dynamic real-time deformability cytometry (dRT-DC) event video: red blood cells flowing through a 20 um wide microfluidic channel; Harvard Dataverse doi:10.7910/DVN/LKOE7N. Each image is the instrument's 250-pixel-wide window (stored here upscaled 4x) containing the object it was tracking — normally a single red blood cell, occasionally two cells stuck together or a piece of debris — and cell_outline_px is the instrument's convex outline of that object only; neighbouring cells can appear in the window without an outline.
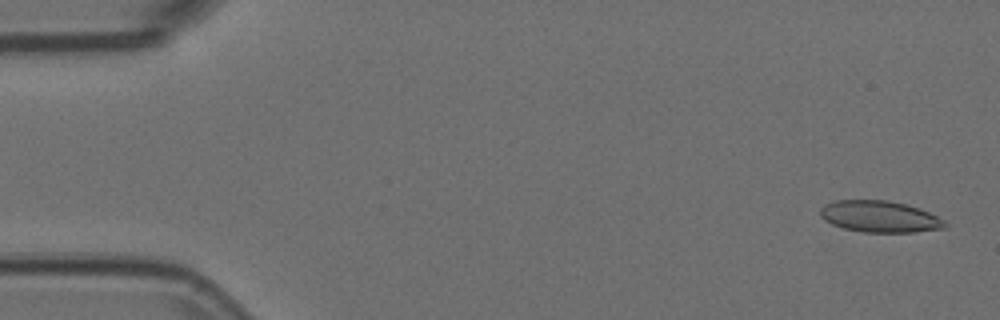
{"species": "Egyptian fruit bat (a non-hibernating species)", "species_latin": "Rousettus aegyptiacus", "temperature_condition": "room temperature", "stored_images_in_passage": 54, "camera_frame_rate_fps": 3000, "um_per_image_px": 0.085, "animal": {"sex": "female"}, "frame": {"image": 1, "passage_image": 2, "time_ms": 0.333, "image_size_px": [1000, 320], "cell_outline_px": [[948, 228], [916, 232], [864, 232], [844, 228], [832, 224], [824, 220], [820, 216], [820, 208], [824, 204], [832, 200], [888, 200], [908, 204], [920, 208], [944, 220], [948, 224]], "centroid_in_image_um": [74.79, 18.4], "position_along_channel_um": 10.2, "area_um2": 23.18}}
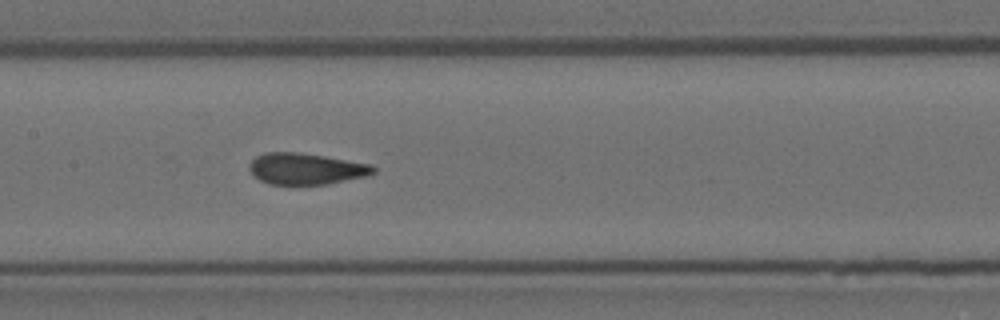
{"frame": {"image": 2, "passage_image": 26, "time_ms": 8.333, "image_size_px": [1000, 320], "cell_outline_px": [[376, 172], [368, 176], [328, 184], [268, 184], [260, 180], [248, 168], [248, 164], [256, 156], [264, 152], [296, 152], [324, 156], [372, 164], [376, 168]], "centroid_in_image_um": [26.03, 14.34], "position_along_channel_um": 181.4, "area_um2": 22.72}}
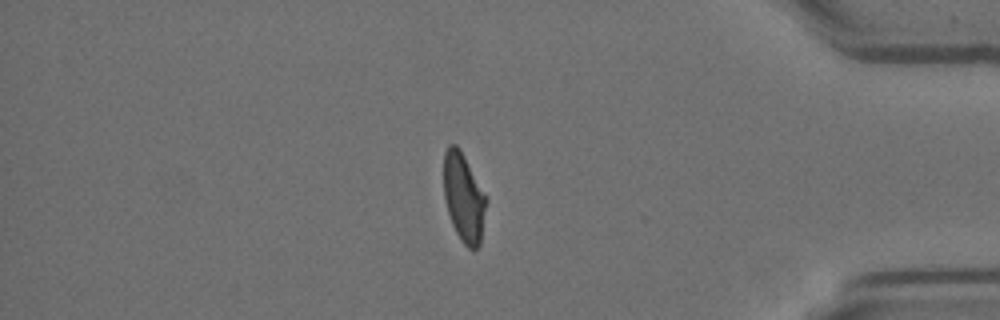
{"frame": {"image": 3, "passage_image": 46, "time_ms": 15.0, "image_size_px": [1000, 320], "cell_outline_px": [[488, 200], [480, 244], [476, 248], [468, 248], [460, 240], [452, 224], [444, 200], [444, 152], [448, 144], [456, 144], [460, 148]], "centroid_in_image_um": [39.41, 16.79], "position_along_channel_um": 395.8, "area_um2": 22.02}, "authors_computed_cell_mechanics": {"area_um2": 23.2067, "velocity_mm_per_s": 3.7219, "shape_relaxation_time_tau1_ms": 7.1982, "shape_relaxation_time_tau2_ms": 0.7869, "deformation_change_tau1": 0.1777, "deformation_change_tau2": 0.0642}}